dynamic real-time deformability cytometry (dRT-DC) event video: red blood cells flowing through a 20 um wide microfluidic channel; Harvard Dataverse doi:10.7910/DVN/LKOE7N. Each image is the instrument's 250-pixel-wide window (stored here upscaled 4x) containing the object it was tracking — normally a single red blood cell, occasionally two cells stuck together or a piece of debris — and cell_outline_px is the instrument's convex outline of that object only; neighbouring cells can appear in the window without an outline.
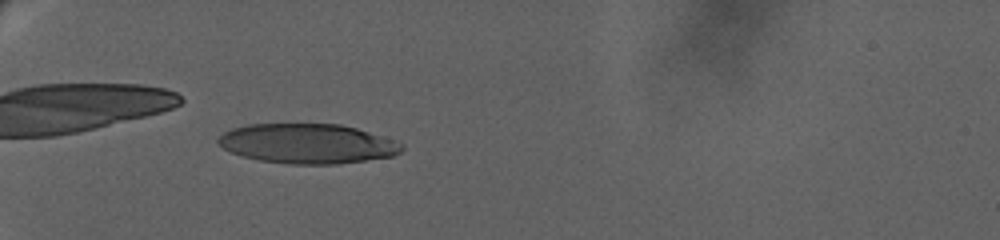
{"species": "human", "species_latin": "Homo sapiens", "temperature_condition": "warm", "stored_images_in_passage": 43, "camera_frame_rate_fps": 3000, "um_per_image_px": 0.085, "donor": {"sex": "female"}, "frame": {"image": 1, "passage_image": 13, "time_ms": 8.667, "image_size_px": [1000, 240], "cell_outline_px": [[404, 148], [400, 152], [392, 156], [336, 164], [292, 164], [260, 160], [244, 156], [232, 152], [224, 148], [216, 140], [224, 132], [232, 128], [248, 124], [340, 124], [356, 128], [404, 144]], "centroid_in_image_um": [26.12, 12.2], "position_along_channel_um": 58.9, "area_um2": 42.08}}
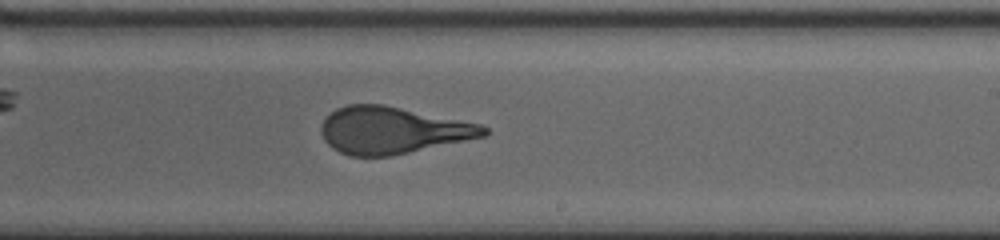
{"frame": {"image": 2, "passage_image": 27, "time_ms": 16.0, "image_size_px": [1000, 240], "cell_outline_px": [[488, 132], [484, 136], [392, 156], [352, 156], [340, 152], [332, 148], [324, 140], [320, 132], [320, 124], [336, 108], [348, 104], [384, 104], [480, 124], [488, 128]], "centroid_in_image_um": [33.32, 11.07], "position_along_channel_um": 255.7, "area_um2": 44.27}}
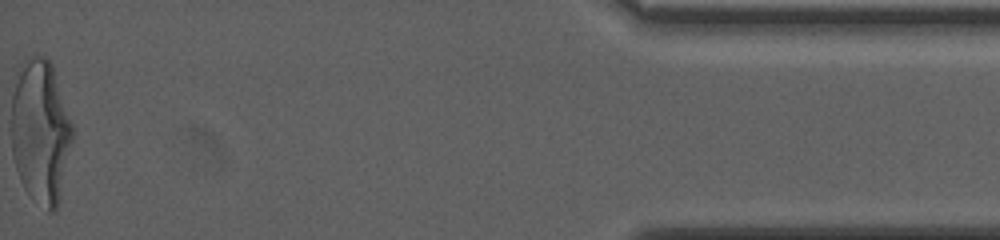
{"frame": {"image": 3, "passage_image": 43, "time_ms": 24.0, "image_size_px": [1000, 240], "cell_outline_px": [[72, 140], [60, 196], [56, 208], [52, 212], [48, 212], [24, 188], [20, 180], [12, 156], [12, 96], [16, 68], [28, 56], [36, 52], [44, 56], [52, 64], [72, 124]], "centroid_in_image_um": [3.42, 11.09], "position_along_channel_um": 431.8, "area_um2": 51.27}, "authors_computed_cell_mechanics": {"area_um2": 44.8528, "velocity_mm_per_s": 3.0551, "shape_relaxation_time_tau1_ms": 8.7788, "shape_relaxation_time_tau2_ms": 0.9263, "deformation_change_tau1": 0.307, "deformation_change_tau2": 0.1026}}